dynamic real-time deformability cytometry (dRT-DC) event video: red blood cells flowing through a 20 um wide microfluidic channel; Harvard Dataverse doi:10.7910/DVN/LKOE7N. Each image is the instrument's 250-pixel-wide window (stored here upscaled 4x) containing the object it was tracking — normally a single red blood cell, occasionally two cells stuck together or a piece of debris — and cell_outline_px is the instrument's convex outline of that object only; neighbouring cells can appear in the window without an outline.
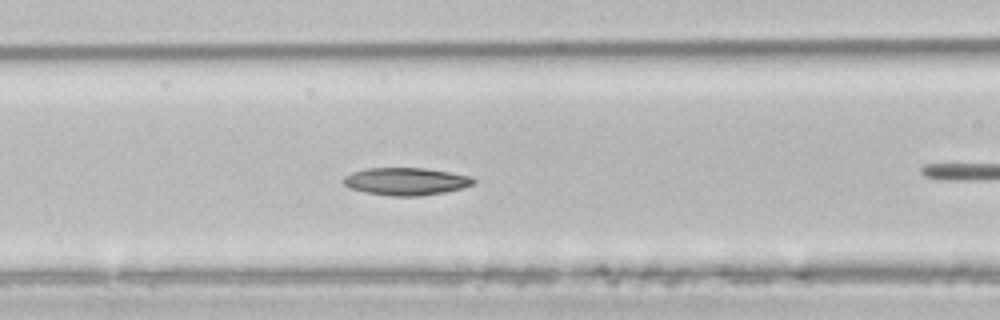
{"species": "common noctule bat (a hibernating species)", "species_latin": "Nyctalus noctula", "temperature_condition": "room temperature", "stored_images_in_passage": 29, "segment_of_instrument_passage": [2, 2], "camera_frame_rate_fps": 3000, "um_per_image_px": 0.085, "animal": {"sex": "male", "body_mass_g": 21.5, "forearm_length_mm": 52.0}, "frame": {"image": 1, "passage_image": 8, "time_ms": 2.333, "image_size_px": [1000, 320], "cell_outline_px": [[476, 180], [472, 184], [460, 188], [444, 192], [420, 196], [388, 196], [364, 192], [348, 188], [344, 184], [344, 176], [352, 172], [368, 168], [424, 168], [472, 176]], "centroid_in_image_um": [34.47, 15.42], "position_along_channel_um": 132.1, "area_um2": 20.81}}
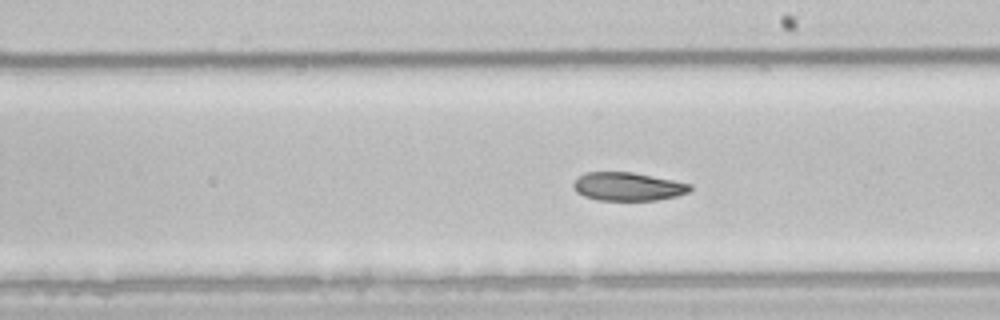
{"frame": {"image": 2, "passage_image": 16, "time_ms": 5.0, "image_size_px": [1000, 320], "cell_outline_px": [[692, 188], [688, 192], [676, 196], [656, 200], [596, 200], [584, 196], [576, 192], [572, 188], [572, 184], [580, 176], [588, 172], [632, 172], [692, 184]], "centroid_in_image_um": [53.35, 15.86], "position_along_channel_um": 235.6, "area_um2": 19.19}}
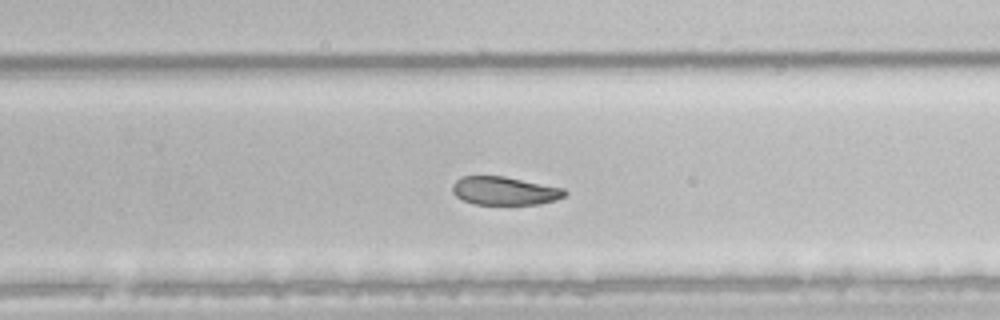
{"frame": {"image": 3, "passage_image": 20, "time_ms": 6.333, "image_size_px": [1000, 320], "cell_outline_px": [[568, 192], [564, 196], [556, 200], [540, 204], [476, 204], [464, 200], [456, 196], [452, 192], [452, 184], [460, 176], [504, 176], [564, 188]], "centroid_in_image_um": [42.89, 16.21], "position_along_channel_um": 286.9, "area_um2": 18.55}}